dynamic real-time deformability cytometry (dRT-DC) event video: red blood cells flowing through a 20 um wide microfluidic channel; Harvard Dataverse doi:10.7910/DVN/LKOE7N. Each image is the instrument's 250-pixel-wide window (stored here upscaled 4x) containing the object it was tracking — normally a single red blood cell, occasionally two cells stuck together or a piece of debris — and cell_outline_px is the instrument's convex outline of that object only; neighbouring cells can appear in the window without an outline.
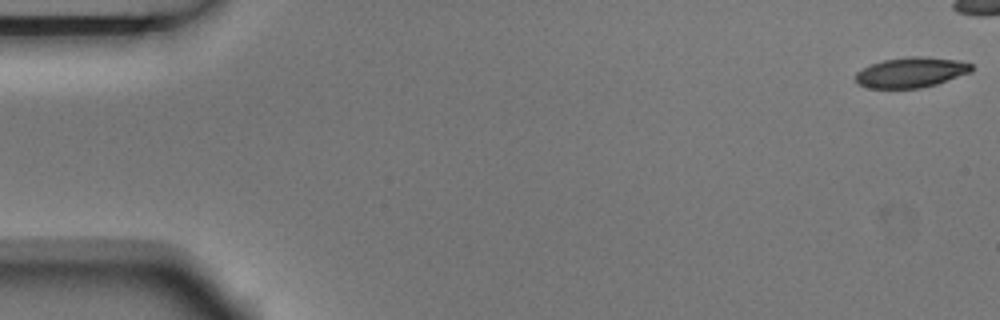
{"species": "Egyptian fruit bat (a non-hibernating species)", "species_latin": "Rousettus aegyptiacus", "temperature_condition": "room temperature", "stored_images_in_passage": 5, "camera_frame_rate_fps": 3000, "um_per_image_px": 0.085, "animal": {"sex": "male"}, "frame": {"image": 1, "passage_image": 1, "time_ms": 0.0, "image_size_px": [1000, 320], "cell_outline_px": [[972, 72], [936, 84], [920, 88], [868, 88], [856, 84], [856, 72], [872, 64], [884, 60], [908, 56], [920, 56], [956, 60], [972, 64]], "centroid_in_image_um": [77.43, 6.16], "position_along_channel_um": 7.6, "area_um2": 20.35}}
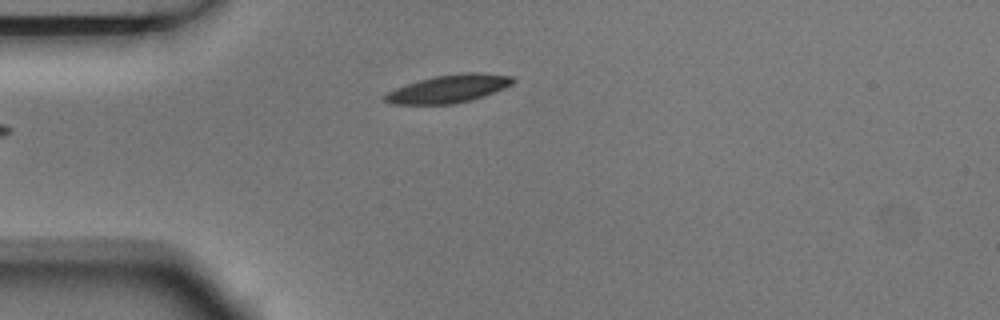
{"frame": {"image": 2, "passage_image": 5, "time_ms": 1.333, "image_size_px": [1000, 320], "cell_outline_px": [[516, 80], [512, 84], [504, 88], [484, 96], [456, 104], [392, 104], [384, 100], [380, 96], [396, 88], [420, 80], [436, 76], [464, 72], [480, 72], [512, 76]], "centroid_in_image_um": [38.15, 7.54], "position_along_channel_um": 46.9, "area_um2": 20.81}}